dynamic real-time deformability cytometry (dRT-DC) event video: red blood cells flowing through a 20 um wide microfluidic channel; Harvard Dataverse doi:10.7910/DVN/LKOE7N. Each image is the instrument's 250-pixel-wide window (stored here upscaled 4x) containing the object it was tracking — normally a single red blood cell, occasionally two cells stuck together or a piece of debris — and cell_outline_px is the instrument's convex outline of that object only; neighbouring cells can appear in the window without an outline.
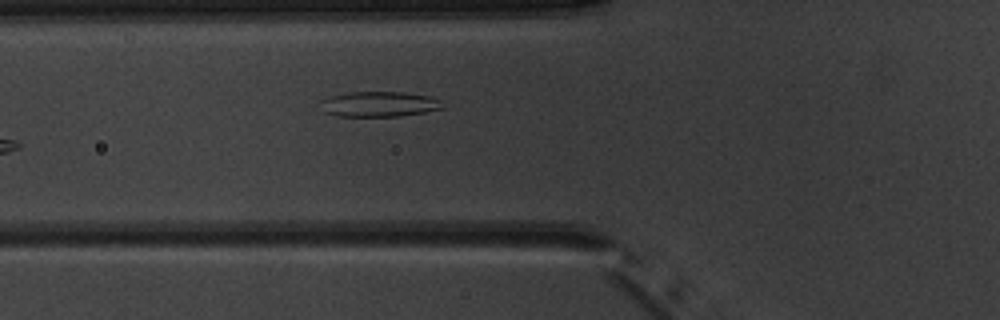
{"species": "common noctule bat (a hibernating species)", "species_latin": "Nyctalus noctula", "temperature_condition": "warm", "stored_images_in_passage": 5, "camera_frame_rate_fps": 3000, "um_per_image_px": 0.085, "animal": {"sex": "male", "body_mass_g": 20.1, "forearm_length_mm": 53.5}, "frame": {"image": 1, "passage_image": 5, "time_ms": 6.333, "image_size_px": [1000, 320], "cell_outline_px": [[448, 104], [444, 108], [424, 112], [400, 116], [336, 116], [324, 112], [320, 100], [332, 96], [348, 92], [404, 92], [428, 96], [440, 100]], "centroid_in_image_um": [32.27, 8.85], "position_along_channel_um": 93.5, "area_um2": 18.03}}